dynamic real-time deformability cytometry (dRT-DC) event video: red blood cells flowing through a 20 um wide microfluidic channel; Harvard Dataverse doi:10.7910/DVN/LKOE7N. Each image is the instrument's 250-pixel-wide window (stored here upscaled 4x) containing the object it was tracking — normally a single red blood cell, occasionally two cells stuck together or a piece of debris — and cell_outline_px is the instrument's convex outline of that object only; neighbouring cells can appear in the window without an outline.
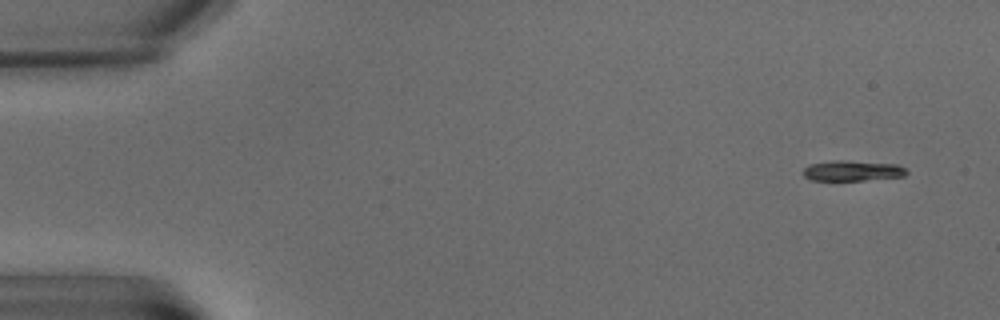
{"species": "common noctule bat (a hibernating species)", "species_latin": "Nyctalus noctula", "temperature_condition": "warm", "stored_images_in_passage": 9, "camera_frame_rate_fps": 3000, "um_per_image_px": 0.085, "animal": {"sex": "male", "body_mass_g": 15.6}, "frame": {"image": 1, "passage_image": 1, "time_ms": 0.0, "image_size_px": [1000, 320], "cell_outline_px": [[908, 172], [904, 176], [864, 180], [812, 180], [804, 176], [804, 168], [808, 164], [832, 160], [844, 160], [896, 164], [904, 168]], "centroid_in_image_um": [72.43, 14.5], "position_along_channel_um": 12.6, "area_um2": 12.25}}
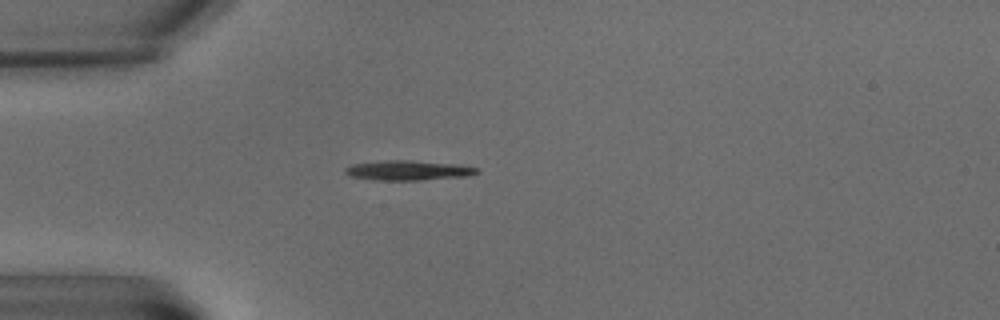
{"frame": {"image": 2, "passage_image": 5, "time_ms": 5.333, "image_size_px": [1000, 320], "cell_outline_px": [[480, 172], [468, 176], [420, 180], [372, 180], [348, 176], [344, 172], [344, 168], [352, 164], [384, 160], [412, 160], [456, 164], [480, 168]], "centroid_in_image_um": [34.68, 14.48], "position_along_channel_um": 50.3, "area_um2": 15.43}}
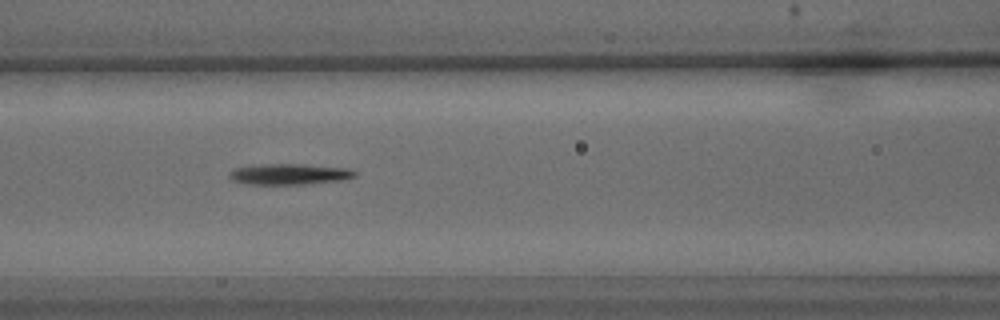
{"frame": {"image": 3, "passage_image": 8, "time_ms": 9.0, "image_size_px": [1000, 320], "cell_outline_px": [[356, 176], [340, 180], [308, 184], [248, 184], [232, 180], [228, 176], [228, 172], [232, 168], [256, 164], [304, 164], [352, 168], [356, 172]], "centroid_in_image_um": [24.57, 14.79], "position_along_channel_um": 142.0, "area_um2": 15.55}}